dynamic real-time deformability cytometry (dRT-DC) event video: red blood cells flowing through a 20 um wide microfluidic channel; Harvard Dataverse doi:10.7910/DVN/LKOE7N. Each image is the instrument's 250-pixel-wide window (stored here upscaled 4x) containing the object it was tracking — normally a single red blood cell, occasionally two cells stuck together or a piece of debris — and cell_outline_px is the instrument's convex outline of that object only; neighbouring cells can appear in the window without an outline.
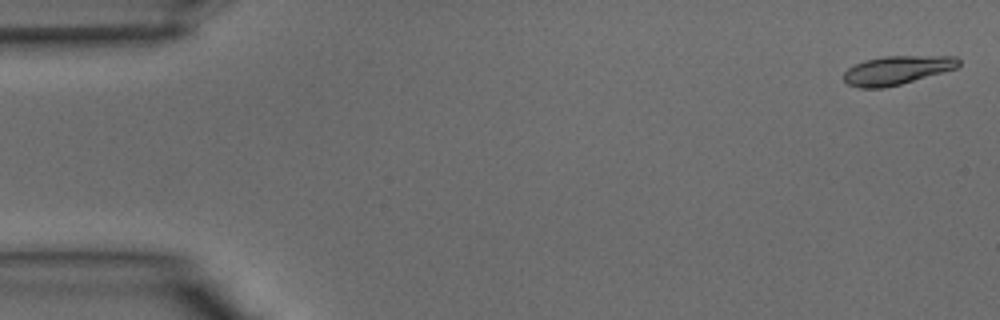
{"species": "common noctule bat (a hibernating species)", "species_latin": "Nyctalus noctula", "temperature_condition": "warm", "stored_images_in_passage": 39, "camera_frame_rate_fps": 3000, "um_per_image_px": 0.085, "animal": {"sex": "male", "body_mass_g": 15.6}, "frame": {"image": 1, "passage_image": 1, "time_ms": 0.0, "image_size_px": [1000, 320], "cell_outline_px": [[960, 64], [956, 68], [900, 84], [884, 88], [860, 88], [848, 84], [844, 80], [844, 72], [848, 68], [864, 60], [884, 56], [956, 56], [960, 60]], "centroid_in_image_um": [76.23, 5.96], "position_along_channel_um": 8.8, "area_um2": 19.07}}
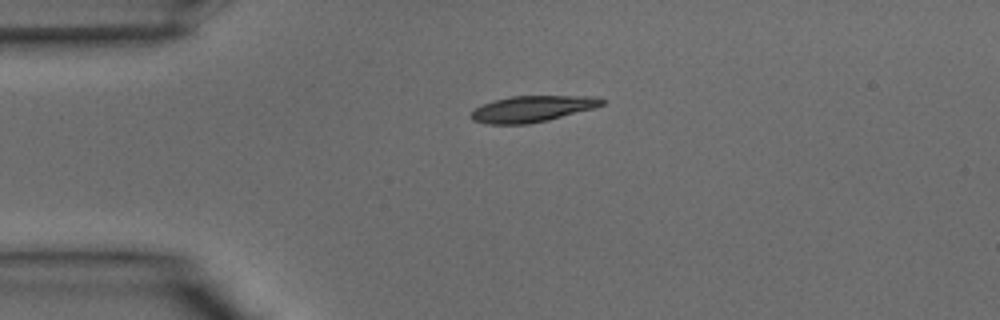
{"frame": {"image": 2, "passage_image": 9, "time_ms": 2.667, "image_size_px": [1000, 320], "cell_outline_px": [[604, 104], [592, 108], [548, 120], [528, 124], [488, 124], [472, 120], [468, 116], [476, 108], [484, 104], [496, 100], [512, 96], [600, 96], [604, 100]], "centroid_in_image_um": [45.24, 9.25], "position_along_channel_um": 39.8, "area_um2": 19.77}}
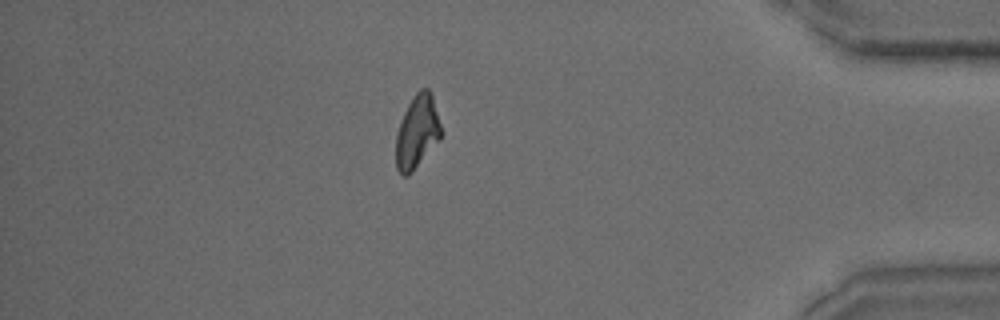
{"frame": {"image": 3, "passage_image": 34, "time_ms": 11.0, "image_size_px": [1000, 320], "cell_outline_px": [[444, 132], [440, 140], [412, 172], [408, 176], [404, 176], [396, 168], [396, 136], [400, 120], [412, 96], [420, 88], [428, 88], [432, 92]], "centroid_in_image_um": [35.49, 11.17], "position_along_channel_um": 399.7, "area_um2": 19.77}}